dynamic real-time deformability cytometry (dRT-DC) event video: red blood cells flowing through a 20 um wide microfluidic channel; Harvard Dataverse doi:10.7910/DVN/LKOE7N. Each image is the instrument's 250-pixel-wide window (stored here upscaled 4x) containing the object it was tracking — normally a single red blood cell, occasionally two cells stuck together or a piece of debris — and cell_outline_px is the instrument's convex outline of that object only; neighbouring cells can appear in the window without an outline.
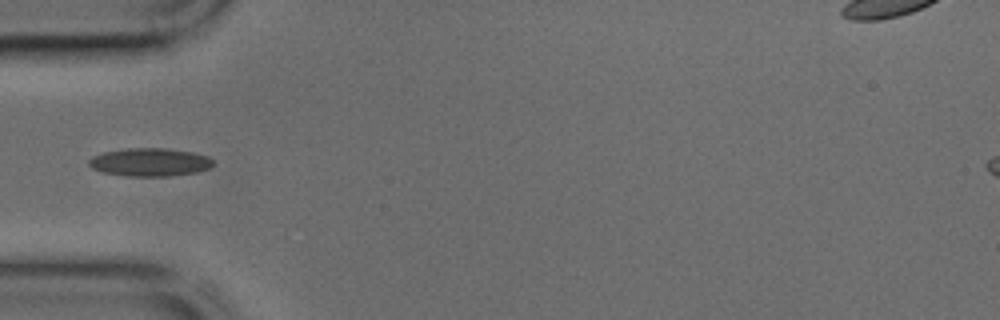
{"species": "common noctule bat (a hibernating species)", "species_latin": "Nyctalus noctula", "temperature_condition": "cold", "stored_images_in_passage": 31, "camera_frame_rate_fps": 3000, "um_per_image_px": 0.085, "animal": {"sex": "male", "body_mass_g": 17.9, "forearm_length_mm": 54.2}, "frame": {"image": 1, "passage_image": 1, "time_ms": 0.0, "image_size_px": [1000, 320], "cell_outline_px": [[212, 164], [208, 168], [196, 172], [168, 176], [128, 176], [104, 172], [92, 168], [88, 164], [88, 160], [92, 156], [104, 152], [124, 148], [164, 148], [192, 152], [208, 156], [212, 160]], "centroid_in_image_um": [12.7, 13.77], "position_along_channel_um": 72.3, "area_um2": 20.23}}
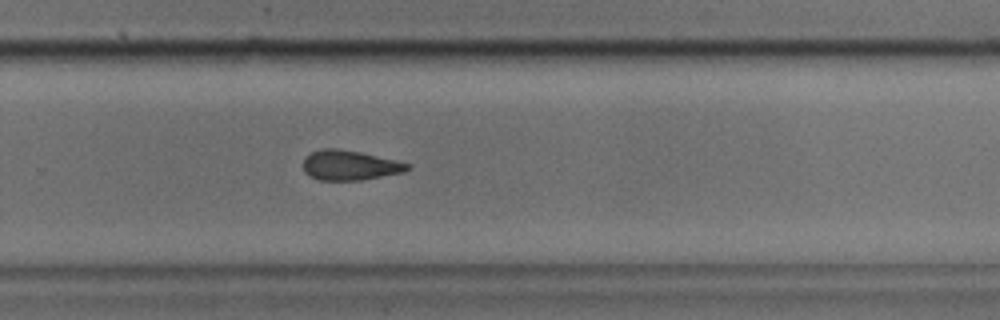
{"frame": {"image": 2, "passage_image": 16, "time_ms": 5.0, "image_size_px": [1000, 320], "cell_outline_px": [[412, 168], [404, 172], [360, 180], [320, 180], [308, 176], [304, 172], [304, 160], [312, 152], [320, 148], [336, 148], [360, 152], [396, 160], [412, 164]], "centroid_in_image_um": [29.75, 14.05], "position_along_channel_um": 300.0, "area_um2": 18.15}}
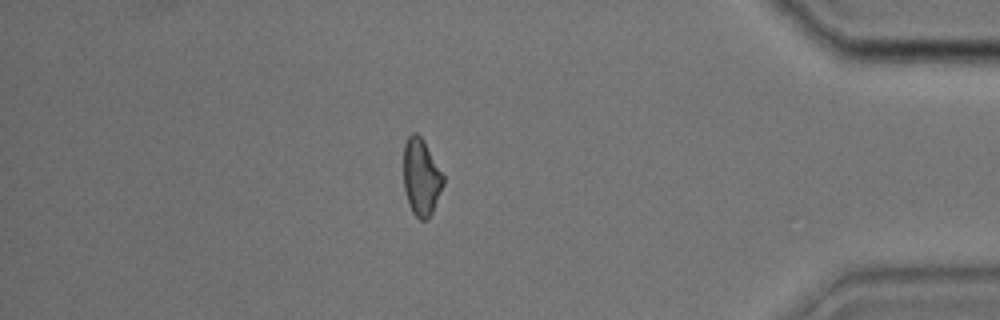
{"frame": {"image": 3, "passage_image": 25, "time_ms": 8.0, "image_size_px": [1000, 320], "cell_outline_px": [[444, 184], [432, 212], [428, 220], [420, 220], [412, 212], [408, 204], [404, 188], [404, 144], [408, 136], [412, 132], [416, 132], [424, 140], [444, 176]], "centroid_in_image_um": [35.8, 15.06], "position_along_channel_um": 399.4, "area_um2": 17.86}}